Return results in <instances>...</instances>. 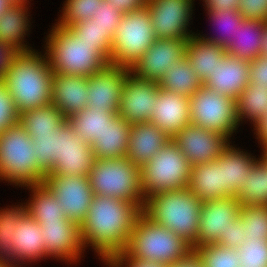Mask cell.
<instances>
[{"mask_svg":"<svg viewBox=\"0 0 267 267\" xmlns=\"http://www.w3.org/2000/svg\"><path fill=\"white\" fill-rule=\"evenodd\" d=\"M103 0H67L63 8L61 27H70L79 22L92 19Z\"/></svg>","mask_w":267,"mask_h":267,"instance_id":"b9f144b4","label":"cell"},{"mask_svg":"<svg viewBox=\"0 0 267 267\" xmlns=\"http://www.w3.org/2000/svg\"><path fill=\"white\" fill-rule=\"evenodd\" d=\"M194 252L203 267H242L236 249L209 244L195 248Z\"/></svg>","mask_w":267,"mask_h":267,"instance_id":"f35d334b","label":"cell"},{"mask_svg":"<svg viewBox=\"0 0 267 267\" xmlns=\"http://www.w3.org/2000/svg\"><path fill=\"white\" fill-rule=\"evenodd\" d=\"M26 3L11 4L6 11L0 15V41L14 47L19 52L32 51L22 44V40L28 30V16ZM26 12V13H25Z\"/></svg>","mask_w":267,"mask_h":267,"instance_id":"f1b7e54d","label":"cell"},{"mask_svg":"<svg viewBox=\"0 0 267 267\" xmlns=\"http://www.w3.org/2000/svg\"><path fill=\"white\" fill-rule=\"evenodd\" d=\"M34 142L37 165L47 174L57 162V129L54 133L29 134Z\"/></svg>","mask_w":267,"mask_h":267,"instance_id":"ab89813d","label":"cell"},{"mask_svg":"<svg viewBox=\"0 0 267 267\" xmlns=\"http://www.w3.org/2000/svg\"><path fill=\"white\" fill-rule=\"evenodd\" d=\"M170 140V137L151 122H140L130 127L126 157L141 167Z\"/></svg>","mask_w":267,"mask_h":267,"instance_id":"603a6c76","label":"cell"},{"mask_svg":"<svg viewBox=\"0 0 267 267\" xmlns=\"http://www.w3.org/2000/svg\"><path fill=\"white\" fill-rule=\"evenodd\" d=\"M87 77L53 73L51 102L67 119L88 106Z\"/></svg>","mask_w":267,"mask_h":267,"instance_id":"7402d4cb","label":"cell"},{"mask_svg":"<svg viewBox=\"0 0 267 267\" xmlns=\"http://www.w3.org/2000/svg\"><path fill=\"white\" fill-rule=\"evenodd\" d=\"M141 212L133 202L94 194L88 213L79 225L84 248L91 244L108 263L124 252Z\"/></svg>","mask_w":267,"mask_h":267,"instance_id":"6da1fadb","label":"cell"},{"mask_svg":"<svg viewBox=\"0 0 267 267\" xmlns=\"http://www.w3.org/2000/svg\"><path fill=\"white\" fill-rule=\"evenodd\" d=\"M245 232L240 218L230 222V227L222 236L217 244L223 247L238 249L245 242Z\"/></svg>","mask_w":267,"mask_h":267,"instance_id":"7dc6e473","label":"cell"},{"mask_svg":"<svg viewBox=\"0 0 267 267\" xmlns=\"http://www.w3.org/2000/svg\"><path fill=\"white\" fill-rule=\"evenodd\" d=\"M240 202L235 196L208 200L202 203L196 248L217 244L230 227V222L239 218Z\"/></svg>","mask_w":267,"mask_h":267,"instance_id":"2e32d148","label":"cell"},{"mask_svg":"<svg viewBox=\"0 0 267 267\" xmlns=\"http://www.w3.org/2000/svg\"><path fill=\"white\" fill-rule=\"evenodd\" d=\"M43 183L60 202L65 217L80 225L94 196L88 177L46 175Z\"/></svg>","mask_w":267,"mask_h":267,"instance_id":"7c38bea8","label":"cell"},{"mask_svg":"<svg viewBox=\"0 0 267 267\" xmlns=\"http://www.w3.org/2000/svg\"><path fill=\"white\" fill-rule=\"evenodd\" d=\"M262 55L267 56V22H266V27H265V34L263 36V50H262Z\"/></svg>","mask_w":267,"mask_h":267,"instance_id":"680465c9","label":"cell"},{"mask_svg":"<svg viewBox=\"0 0 267 267\" xmlns=\"http://www.w3.org/2000/svg\"><path fill=\"white\" fill-rule=\"evenodd\" d=\"M226 49L220 44L204 41L195 34L186 43L185 56L191 68L204 81L213 74L219 60L226 54Z\"/></svg>","mask_w":267,"mask_h":267,"instance_id":"83f0119b","label":"cell"},{"mask_svg":"<svg viewBox=\"0 0 267 267\" xmlns=\"http://www.w3.org/2000/svg\"><path fill=\"white\" fill-rule=\"evenodd\" d=\"M254 127L257 133L256 135L259 137L257 139H259L263 147L267 146V112L259 118L254 124Z\"/></svg>","mask_w":267,"mask_h":267,"instance_id":"11a10c76","label":"cell"},{"mask_svg":"<svg viewBox=\"0 0 267 267\" xmlns=\"http://www.w3.org/2000/svg\"><path fill=\"white\" fill-rule=\"evenodd\" d=\"M267 112V88L249 82L236 99V115L240 122L248 118L255 124Z\"/></svg>","mask_w":267,"mask_h":267,"instance_id":"d590c367","label":"cell"},{"mask_svg":"<svg viewBox=\"0 0 267 267\" xmlns=\"http://www.w3.org/2000/svg\"><path fill=\"white\" fill-rule=\"evenodd\" d=\"M228 139L220 132L189 124L172 140L193 166L195 164L208 163L220 157L230 144Z\"/></svg>","mask_w":267,"mask_h":267,"instance_id":"9a60e30c","label":"cell"},{"mask_svg":"<svg viewBox=\"0 0 267 267\" xmlns=\"http://www.w3.org/2000/svg\"><path fill=\"white\" fill-rule=\"evenodd\" d=\"M266 22L244 18L235 40L225 48L228 55L252 61L262 55Z\"/></svg>","mask_w":267,"mask_h":267,"instance_id":"4316f807","label":"cell"},{"mask_svg":"<svg viewBox=\"0 0 267 267\" xmlns=\"http://www.w3.org/2000/svg\"><path fill=\"white\" fill-rule=\"evenodd\" d=\"M19 53L11 45L0 41V81H3L13 58Z\"/></svg>","mask_w":267,"mask_h":267,"instance_id":"f907efd6","label":"cell"},{"mask_svg":"<svg viewBox=\"0 0 267 267\" xmlns=\"http://www.w3.org/2000/svg\"><path fill=\"white\" fill-rule=\"evenodd\" d=\"M208 12L238 10L239 0H204Z\"/></svg>","mask_w":267,"mask_h":267,"instance_id":"db71d44e","label":"cell"},{"mask_svg":"<svg viewBox=\"0 0 267 267\" xmlns=\"http://www.w3.org/2000/svg\"><path fill=\"white\" fill-rule=\"evenodd\" d=\"M188 189L202 202L234 196L224 185L223 165L217 159L191 167Z\"/></svg>","mask_w":267,"mask_h":267,"instance_id":"cb8c5ba5","label":"cell"},{"mask_svg":"<svg viewBox=\"0 0 267 267\" xmlns=\"http://www.w3.org/2000/svg\"><path fill=\"white\" fill-rule=\"evenodd\" d=\"M34 142L18 122L0 134V179L16 185H40L46 173L37 165Z\"/></svg>","mask_w":267,"mask_h":267,"instance_id":"8992f818","label":"cell"},{"mask_svg":"<svg viewBox=\"0 0 267 267\" xmlns=\"http://www.w3.org/2000/svg\"><path fill=\"white\" fill-rule=\"evenodd\" d=\"M87 177L95 195L130 201L143 210L145 201L141 188L140 167L126 156L96 159Z\"/></svg>","mask_w":267,"mask_h":267,"instance_id":"52a82bcc","label":"cell"},{"mask_svg":"<svg viewBox=\"0 0 267 267\" xmlns=\"http://www.w3.org/2000/svg\"><path fill=\"white\" fill-rule=\"evenodd\" d=\"M159 89L158 82L141 79L129 72L124 80L118 114L131 125L149 122Z\"/></svg>","mask_w":267,"mask_h":267,"instance_id":"5bb4252c","label":"cell"},{"mask_svg":"<svg viewBox=\"0 0 267 267\" xmlns=\"http://www.w3.org/2000/svg\"><path fill=\"white\" fill-rule=\"evenodd\" d=\"M168 267H203V265L195 252H193L187 258L170 264Z\"/></svg>","mask_w":267,"mask_h":267,"instance_id":"9f6ffc18","label":"cell"},{"mask_svg":"<svg viewBox=\"0 0 267 267\" xmlns=\"http://www.w3.org/2000/svg\"><path fill=\"white\" fill-rule=\"evenodd\" d=\"M249 61L227 53L219 60L213 74L203 84L219 94L237 99L249 84Z\"/></svg>","mask_w":267,"mask_h":267,"instance_id":"44dd1931","label":"cell"},{"mask_svg":"<svg viewBox=\"0 0 267 267\" xmlns=\"http://www.w3.org/2000/svg\"><path fill=\"white\" fill-rule=\"evenodd\" d=\"M192 4V0H147L146 9L157 39L188 41L194 35L186 32Z\"/></svg>","mask_w":267,"mask_h":267,"instance_id":"4fadbf2b","label":"cell"},{"mask_svg":"<svg viewBox=\"0 0 267 267\" xmlns=\"http://www.w3.org/2000/svg\"><path fill=\"white\" fill-rule=\"evenodd\" d=\"M193 252L192 245L185 239L141 212L134 223L127 247L123 253L114 257H131L168 266L187 258Z\"/></svg>","mask_w":267,"mask_h":267,"instance_id":"3957f363","label":"cell"},{"mask_svg":"<svg viewBox=\"0 0 267 267\" xmlns=\"http://www.w3.org/2000/svg\"><path fill=\"white\" fill-rule=\"evenodd\" d=\"M189 98L167 89H159L155 111L150 119L153 125L173 139L190 121Z\"/></svg>","mask_w":267,"mask_h":267,"instance_id":"ffe728a7","label":"cell"},{"mask_svg":"<svg viewBox=\"0 0 267 267\" xmlns=\"http://www.w3.org/2000/svg\"><path fill=\"white\" fill-rule=\"evenodd\" d=\"M20 114L5 83L0 81V134L19 122Z\"/></svg>","mask_w":267,"mask_h":267,"instance_id":"f6af8a7d","label":"cell"},{"mask_svg":"<svg viewBox=\"0 0 267 267\" xmlns=\"http://www.w3.org/2000/svg\"><path fill=\"white\" fill-rule=\"evenodd\" d=\"M15 251V262L25 260L33 261L45 256L44 238L40 224L27 212L18 221L13 239L11 240Z\"/></svg>","mask_w":267,"mask_h":267,"instance_id":"484cf974","label":"cell"},{"mask_svg":"<svg viewBox=\"0 0 267 267\" xmlns=\"http://www.w3.org/2000/svg\"><path fill=\"white\" fill-rule=\"evenodd\" d=\"M237 250L242 267H267V240H245Z\"/></svg>","mask_w":267,"mask_h":267,"instance_id":"ee69618b","label":"cell"},{"mask_svg":"<svg viewBox=\"0 0 267 267\" xmlns=\"http://www.w3.org/2000/svg\"><path fill=\"white\" fill-rule=\"evenodd\" d=\"M217 160L223 165L224 185L236 196L256 159L229 144Z\"/></svg>","mask_w":267,"mask_h":267,"instance_id":"f546056e","label":"cell"},{"mask_svg":"<svg viewBox=\"0 0 267 267\" xmlns=\"http://www.w3.org/2000/svg\"><path fill=\"white\" fill-rule=\"evenodd\" d=\"M131 124L117 114L107 123L101 136L92 144L91 148L96 159H116L126 156Z\"/></svg>","mask_w":267,"mask_h":267,"instance_id":"d4e9b609","label":"cell"},{"mask_svg":"<svg viewBox=\"0 0 267 267\" xmlns=\"http://www.w3.org/2000/svg\"><path fill=\"white\" fill-rule=\"evenodd\" d=\"M122 15V12L107 3L106 0H103L101 5H99L96 15L92 19L96 25L107 31L113 37Z\"/></svg>","mask_w":267,"mask_h":267,"instance_id":"bcb514c9","label":"cell"},{"mask_svg":"<svg viewBox=\"0 0 267 267\" xmlns=\"http://www.w3.org/2000/svg\"><path fill=\"white\" fill-rule=\"evenodd\" d=\"M124 262H125V265H127V267H168L167 265H164V264L140 261L138 259H133L131 257H113L108 262V265L111 267H122Z\"/></svg>","mask_w":267,"mask_h":267,"instance_id":"816d5d0a","label":"cell"},{"mask_svg":"<svg viewBox=\"0 0 267 267\" xmlns=\"http://www.w3.org/2000/svg\"><path fill=\"white\" fill-rule=\"evenodd\" d=\"M37 54L34 51L19 52L3 79L19 114L52 104L54 72L47 55L42 58Z\"/></svg>","mask_w":267,"mask_h":267,"instance_id":"7a4b0ae2","label":"cell"},{"mask_svg":"<svg viewBox=\"0 0 267 267\" xmlns=\"http://www.w3.org/2000/svg\"><path fill=\"white\" fill-rule=\"evenodd\" d=\"M158 84L160 89H167L188 98L204 85L198 74L191 68L186 56L172 65Z\"/></svg>","mask_w":267,"mask_h":267,"instance_id":"4dcf8cb0","label":"cell"},{"mask_svg":"<svg viewBox=\"0 0 267 267\" xmlns=\"http://www.w3.org/2000/svg\"><path fill=\"white\" fill-rule=\"evenodd\" d=\"M239 218L245 232V240H267V205L241 206Z\"/></svg>","mask_w":267,"mask_h":267,"instance_id":"74e56055","label":"cell"},{"mask_svg":"<svg viewBox=\"0 0 267 267\" xmlns=\"http://www.w3.org/2000/svg\"><path fill=\"white\" fill-rule=\"evenodd\" d=\"M44 238L45 257L75 261L81 255L83 243L79 224L65 218L61 222H38ZM65 258V259H64Z\"/></svg>","mask_w":267,"mask_h":267,"instance_id":"d6986e66","label":"cell"},{"mask_svg":"<svg viewBox=\"0 0 267 267\" xmlns=\"http://www.w3.org/2000/svg\"><path fill=\"white\" fill-rule=\"evenodd\" d=\"M238 11L244 18L267 22V0H239Z\"/></svg>","mask_w":267,"mask_h":267,"instance_id":"c3c4849f","label":"cell"},{"mask_svg":"<svg viewBox=\"0 0 267 267\" xmlns=\"http://www.w3.org/2000/svg\"><path fill=\"white\" fill-rule=\"evenodd\" d=\"M192 165L170 139L140 167L144 201L171 190L188 188Z\"/></svg>","mask_w":267,"mask_h":267,"instance_id":"ba28073f","label":"cell"},{"mask_svg":"<svg viewBox=\"0 0 267 267\" xmlns=\"http://www.w3.org/2000/svg\"><path fill=\"white\" fill-rule=\"evenodd\" d=\"M202 201L188 188L157 194L142 212L153 222L173 231L196 248Z\"/></svg>","mask_w":267,"mask_h":267,"instance_id":"5b68a950","label":"cell"},{"mask_svg":"<svg viewBox=\"0 0 267 267\" xmlns=\"http://www.w3.org/2000/svg\"><path fill=\"white\" fill-rule=\"evenodd\" d=\"M156 40L146 7L124 13L112 39L110 64L131 69Z\"/></svg>","mask_w":267,"mask_h":267,"instance_id":"9c48e42d","label":"cell"},{"mask_svg":"<svg viewBox=\"0 0 267 267\" xmlns=\"http://www.w3.org/2000/svg\"><path fill=\"white\" fill-rule=\"evenodd\" d=\"M11 4H13L11 0H0V15L3 14Z\"/></svg>","mask_w":267,"mask_h":267,"instance_id":"6f0895ef","label":"cell"},{"mask_svg":"<svg viewBox=\"0 0 267 267\" xmlns=\"http://www.w3.org/2000/svg\"><path fill=\"white\" fill-rule=\"evenodd\" d=\"M51 31L46 54L54 73L89 77L110 64L96 43L78 39L68 27L57 24Z\"/></svg>","mask_w":267,"mask_h":267,"instance_id":"277c9868","label":"cell"},{"mask_svg":"<svg viewBox=\"0 0 267 267\" xmlns=\"http://www.w3.org/2000/svg\"><path fill=\"white\" fill-rule=\"evenodd\" d=\"M78 39L87 43H96L109 58L111 57L113 37L104 29L94 23L93 19H88L73 26L68 27Z\"/></svg>","mask_w":267,"mask_h":267,"instance_id":"60d3db41","label":"cell"},{"mask_svg":"<svg viewBox=\"0 0 267 267\" xmlns=\"http://www.w3.org/2000/svg\"><path fill=\"white\" fill-rule=\"evenodd\" d=\"M129 72V68L108 64L87 77L88 107L118 114L124 80Z\"/></svg>","mask_w":267,"mask_h":267,"instance_id":"ac0fdd59","label":"cell"},{"mask_svg":"<svg viewBox=\"0 0 267 267\" xmlns=\"http://www.w3.org/2000/svg\"><path fill=\"white\" fill-rule=\"evenodd\" d=\"M191 124L230 137L238 124L236 100L202 85L189 97Z\"/></svg>","mask_w":267,"mask_h":267,"instance_id":"30bf717a","label":"cell"},{"mask_svg":"<svg viewBox=\"0 0 267 267\" xmlns=\"http://www.w3.org/2000/svg\"><path fill=\"white\" fill-rule=\"evenodd\" d=\"M263 149L264 154L262 155V157L267 161V146H264Z\"/></svg>","mask_w":267,"mask_h":267,"instance_id":"94428289","label":"cell"},{"mask_svg":"<svg viewBox=\"0 0 267 267\" xmlns=\"http://www.w3.org/2000/svg\"><path fill=\"white\" fill-rule=\"evenodd\" d=\"M66 118L52 104L25 111L19 116V123L28 134L54 133L60 128Z\"/></svg>","mask_w":267,"mask_h":267,"instance_id":"e575fe53","label":"cell"},{"mask_svg":"<svg viewBox=\"0 0 267 267\" xmlns=\"http://www.w3.org/2000/svg\"><path fill=\"white\" fill-rule=\"evenodd\" d=\"M249 82L267 88V56L249 61Z\"/></svg>","mask_w":267,"mask_h":267,"instance_id":"681fc988","label":"cell"},{"mask_svg":"<svg viewBox=\"0 0 267 267\" xmlns=\"http://www.w3.org/2000/svg\"><path fill=\"white\" fill-rule=\"evenodd\" d=\"M10 209L0 210V261L13 265L12 263H15V251L11 240L18 226V221L26 213V205L24 207H11Z\"/></svg>","mask_w":267,"mask_h":267,"instance_id":"8d00e7d4","label":"cell"},{"mask_svg":"<svg viewBox=\"0 0 267 267\" xmlns=\"http://www.w3.org/2000/svg\"><path fill=\"white\" fill-rule=\"evenodd\" d=\"M187 41L157 39L130 69L136 77L159 82L172 65L185 57Z\"/></svg>","mask_w":267,"mask_h":267,"instance_id":"e0dca14e","label":"cell"},{"mask_svg":"<svg viewBox=\"0 0 267 267\" xmlns=\"http://www.w3.org/2000/svg\"><path fill=\"white\" fill-rule=\"evenodd\" d=\"M11 1L15 3H26L25 1L27 0H11Z\"/></svg>","mask_w":267,"mask_h":267,"instance_id":"6125c7cd","label":"cell"},{"mask_svg":"<svg viewBox=\"0 0 267 267\" xmlns=\"http://www.w3.org/2000/svg\"><path fill=\"white\" fill-rule=\"evenodd\" d=\"M208 14L210 17H212L210 18L212 19V21L218 23L216 25L221 24V26H223L222 28H225V32L228 34V36L226 34H223L225 36L223 37L220 36L219 38L218 37L205 38L203 36L202 37L200 36V38L204 41H210L220 44L223 48H226L231 43L232 40H235L237 30L238 28H241L242 22L244 20L243 15H241L239 11L236 9L227 11L219 10L216 12H208Z\"/></svg>","mask_w":267,"mask_h":267,"instance_id":"7bdbcfd3","label":"cell"},{"mask_svg":"<svg viewBox=\"0 0 267 267\" xmlns=\"http://www.w3.org/2000/svg\"><path fill=\"white\" fill-rule=\"evenodd\" d=\"M26 187L34 193L33 200L26 206V212L37 222H61L66 218L60 202L44 183Z\"/></svg>","mask_w":267,"mask_h":267,"instance_id":"d6a6232c","label":"cell"},{"mask_svg":"<svg viewBox=\"0 0 267 267\" xmlns=\"http://www.w3.org/2000/svg\"><path fill=\"white\" fill-rule=\"evenodd\" d=\"M120 12L128 13L146 7L147 0H106Z\"/></svg>","mask_w":267,"mask_h":267,"instance_id":"f5cc1de1","label":"cell"},{"mask_svg":"<svg viewBox=\"0 0 267 267\" xmlns=\"http://www.w3.org/2000/svg\"><path fill=\"white\" fill-rule=\"evenodd\" d=\"M95 160L91 145L76 135L66 120L57 128V162L46 175L87 177Z\"/></svg>","mask_w":267,"mask_h":267,"instance_id":"8fae6325","label":"cell"},{"mask_svg":"<svg viewBox=\"0 0 267 267\" xmlns=\"http://www.w3.org/2000/svg\"><path fill=\"white\" fill-rule=\"evenodd\" d=\"M116 115L87 106L66 120L73 127L75 134L91 145L101 136L106 124L110 123Z\"/></svg>","mask_w":267,"mask_h":267,"instance_id":"1f68e13d","label":"cell"},{"mask_svg":"<svg viewBox=\"0 0 267 267\" xmlns=\"http://www.w3.org/2000/svg\"><path fill=\"white\" fill-rule=\"evenodd\" d=\"M0 267H17V266H15V265H10V264H8V263H6V262H2V261H0Z\"/></svg>","mask_w":267,"mask_h":267,"instance_id":"91938a15","label":"cell"},{"mask_svg":"<svg viewBox=\"0 0 267 267\" xmlns=\"http://www.w3.org/2000/svg\"><path fill=\"white\" fill-rule=\"evenodd\" d=\"M235 198L241 206L267 205V161L263 157L254 162Z\"/></svg>","mask_w":267,"mask_h":267,"instance_id":"836d02e7","label":"cell"}]
</instances>
